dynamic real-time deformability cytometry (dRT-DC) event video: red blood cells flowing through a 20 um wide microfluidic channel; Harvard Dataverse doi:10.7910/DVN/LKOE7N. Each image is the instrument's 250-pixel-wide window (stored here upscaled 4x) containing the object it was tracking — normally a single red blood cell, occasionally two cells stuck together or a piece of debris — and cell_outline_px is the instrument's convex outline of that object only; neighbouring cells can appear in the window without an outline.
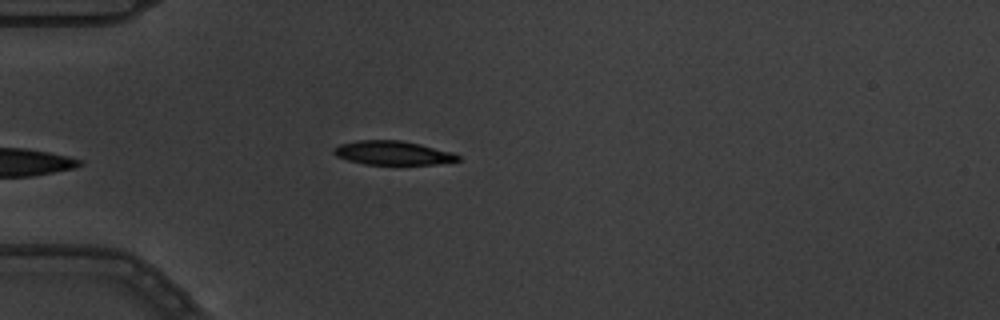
{"species": "common noctule bat (a hibernating species)", "species_latin": "Nyctalus noctula", "temperature_condition": "warm", "stored_images_in_passage": 5, "camera_frame_rate_fps": 3000, "um_per_image_px": 0.085, "animal": {"sex": "male", "body_mass_g": 19.5, "forearm_length_mm": 54.6}, "frame": {"image": 1, "passage_image": 5, "time_ms": 1.333, "image_size_px": [1000, 320], "cell_outline_px": [[460, 160], [436, 164], [364, 164], [348, 160], [336, 156], [332, 152], [332, 148], [340, 144], [360, 140], [400, 140], [420, 144], [452, 152], [460, 156]], "centroid_in_image_um": [33.36, 12.99], "position_along_channel_um": 51.6, "area_um2": 17.22}}